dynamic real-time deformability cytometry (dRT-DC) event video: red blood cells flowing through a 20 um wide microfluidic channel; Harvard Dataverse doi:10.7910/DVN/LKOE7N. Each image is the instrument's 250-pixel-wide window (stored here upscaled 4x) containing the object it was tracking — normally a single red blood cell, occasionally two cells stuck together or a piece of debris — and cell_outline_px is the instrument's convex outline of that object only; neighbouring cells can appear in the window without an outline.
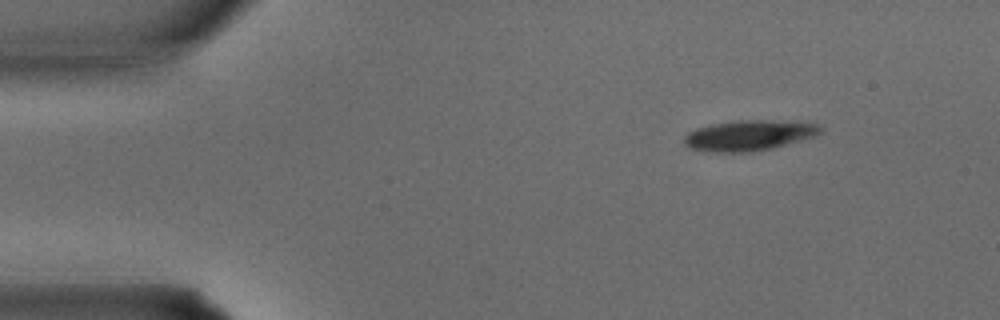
{"species": "common noctule bat (a hibernating species)", "species_latin": "Nyctalus noctula", "temperature_condition": "warm", "stored_images_in_passage": 31, "camera_frame_rate_fps": 3000, "um_per_image_px": 0.085, "animal": {"sex": "male", "body_mass_g": 15.6}, "frame": {"image": 1, "passage_image": 1, "time_ms": 0.0, "image_size_px": [1000, 320], "cell_outline_px": [[824, 132], [816, 136], [772, 148], [748, 152], [712, 152], [688, 148], [684, 144], [684, 136], [688, 132], [696, 128], [712, 124], [740, 120], [804, 120], [820, 124], [824, 128]], "centroid_in_image_um": [63.76, 11.48], "position_along_channel_um": 21.2, "area_um2": 24.8}}
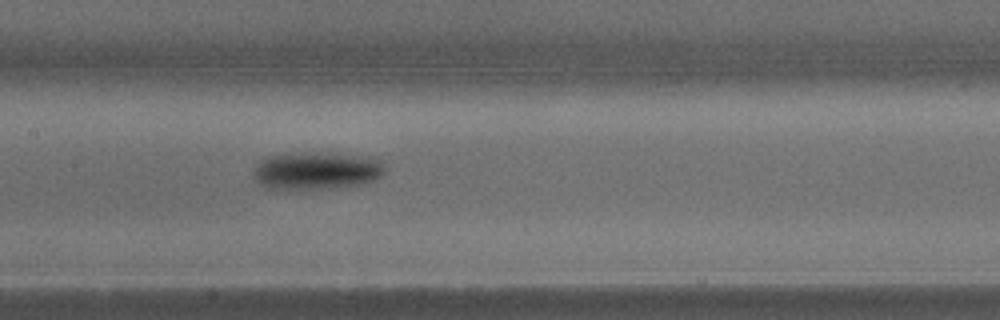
{"frame": {"image": 2, "passage_image": 13, "time_ms": 4.0, "image_size_px": [1000, 320], "cell_outline_px": [[384, 172], [376, 180], [360, 184], [328, 188], [264, 188], [252, 176], [252, 172], [256, 164], [264, 156], [284, 152], [336, 152], [368, 156], [384, 160]], "centroid_in_image_um": [26.89, 14.45], "position_along_channel_um": 180.5, "area_um2": 29.59}}
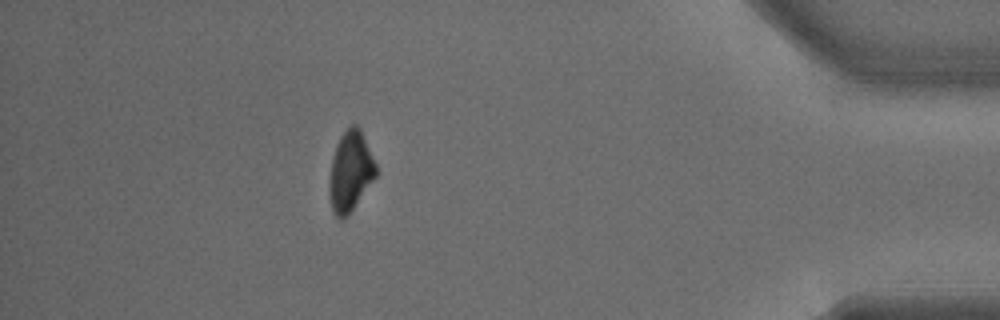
{"frame": {"image": 3, "passage_image": 27, "time_ms": 8.667, "image_size_px": [1000, 320], "cell_outline_px": [[376, 176], [348, 216], [344, 220], [340, 220], [332, 212], [328, 196], [328, 180], [332, 156], [336, 144], [340, 136], [352, 124], [356, 124], [360, 128], [376, 164]], "centroid_in_image_um": [29.74, 14.61], "position_along_channel_um": 405.5, "area_um2": 22.08}}